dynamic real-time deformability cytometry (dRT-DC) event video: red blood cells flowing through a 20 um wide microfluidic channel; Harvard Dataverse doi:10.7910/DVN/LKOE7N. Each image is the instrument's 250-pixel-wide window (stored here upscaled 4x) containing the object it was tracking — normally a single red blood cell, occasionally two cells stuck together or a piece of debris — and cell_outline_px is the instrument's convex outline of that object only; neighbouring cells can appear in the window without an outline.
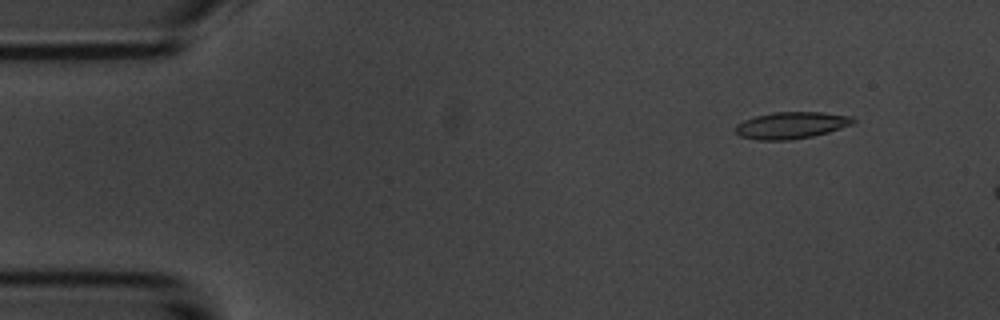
{"species": "common noctule bat (a hibernating species)", "species_latin": "Nyctalus noctula", "temperature_condition": "room temperature", "stored_images_in_passage": 4, "camera_frame_rate_fps": 3000, "um_per_image_px": 0.085, "animal": {"sex": "male", "body_mass_g": 20.1, "forearm_length_mm": 53.5}, "frame": {"image": 1, "passage_image": 2, "time_ms": 1.0, "image_size_px": [1000, 320], "cell_outline_px": [[856, 120], [852, 124], [828, 132], [812, 136], [792, 140], [756, 140], [740, 136], [736, 132], [736, 124], [744, 120], [756, 116], [772, 112], [824, 112], [852, 116]], "centroid_in_image_um": [67.26, 10.65], "position_along_channel_um": 17.7, "area_um2": 18.38}}